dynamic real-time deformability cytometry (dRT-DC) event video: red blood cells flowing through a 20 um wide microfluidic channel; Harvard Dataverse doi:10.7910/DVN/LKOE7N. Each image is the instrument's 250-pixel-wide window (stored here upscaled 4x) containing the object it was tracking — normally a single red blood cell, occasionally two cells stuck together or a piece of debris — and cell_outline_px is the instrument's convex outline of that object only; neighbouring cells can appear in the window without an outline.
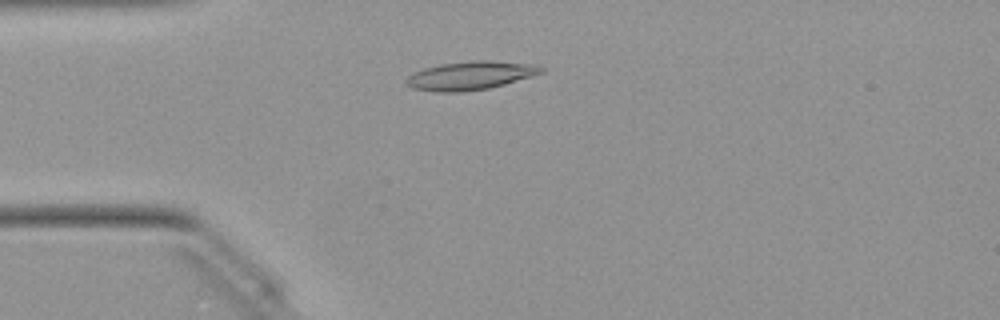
{"species": "Egyptian fruit bat (a non-hibernating species)", "species_latin": "Rousettus aegyptiacus", "temperature_condition": "warm", "stored_images_in_passage": 49, "camera_frame_rate_fps": 3000, "um_per_image_px": 0.085, "animal": {"sex": "female"}, "frame": {"image": 1, "passage_image": 12, "time_ms": 3.667, "image_size_px": [1000, 320], "cell_outline_px": [[544, 72], [532, 76], [504, 84], [488, 88], [460, 92], [436, 92], [412, 88], [404, 84], [404, 80], [412, 72], [424, 68], [440, 64], [472, 60], [488, 60], [536, 64], [544, 68]], "centroid_in_image_um": [39.95, 6.42], "position_along_channel_um": 45.1, "area_um2": 22.6}}
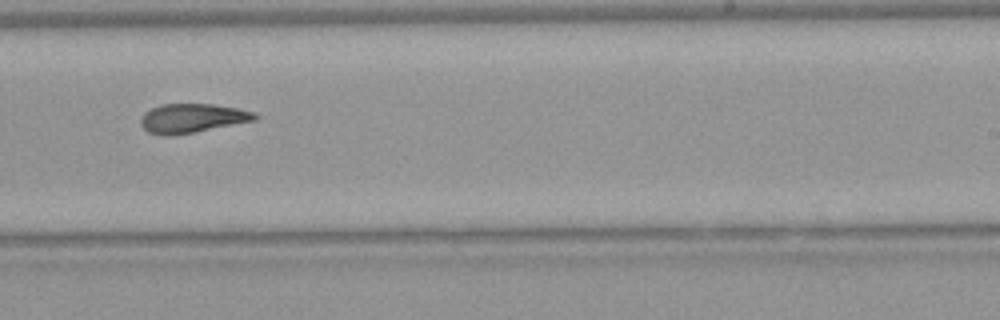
{"frame": {"image": 2, "passage_image": 30, "time_ms": 9.667, "image_size_px": [1000, 320], "cell_outline_px": [[256, 120], [196, 132], [168, 136], [164, 136], [148, 132], [140, 124], [140, 116], [144, 112], [160, 104], [212, 104], [236, 108], [252, 112], [256, 116]], "centroid_in_image_um": [16.27, 10.05], "position_along_channel_um": 272.7, "area_um2": 19.31}}
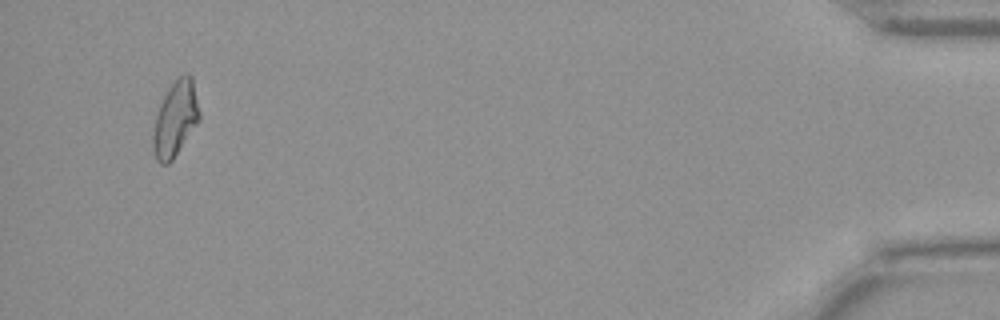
{"frame": {"image": 3, "passage_image": 47, "time_ms": 15.333, "image_size_px": [1000, 320], "cell_outline_px": [[200, 120], [172, 160], [168, 164], [160, 164], [156, 160], [152, 148], [152, 132], [156, 116], [160, 104], [168, 88], [184, 72], [188, 72], [192, 76], [200, 112]], "centroid_in_image_um": [14.9, 10.11], "position_along_channel_um": 420.3, "area_um2": 20.4}, "authors_computed_cell_mechanics": {"area_um2": 20.0566, "velocity_mm_per_s": 4.0687, "shape_relaxation_time_tau1_ms": null, "shape_relaxation_time_tau2_ms": 1.7432, "deformation_change_tau1": null, "deformation_change_tau2": 0.0879}}